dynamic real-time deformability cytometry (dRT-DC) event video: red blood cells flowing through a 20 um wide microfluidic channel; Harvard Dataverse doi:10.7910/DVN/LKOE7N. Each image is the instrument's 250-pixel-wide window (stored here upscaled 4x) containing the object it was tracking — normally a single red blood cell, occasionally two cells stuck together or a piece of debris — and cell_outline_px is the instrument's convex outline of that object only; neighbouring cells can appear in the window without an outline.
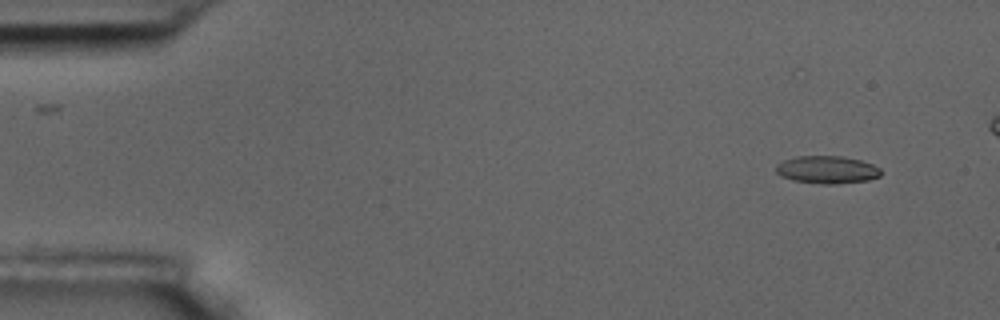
{"species": "common noctule bat (a hibernating species)", "species_latin": "Nyctalus noctula", "temperature_condition": "room temperature", "stored_images_in_passage": 49, "camera_frame_rate_fps": 3000, "um_per_image_px": 0.085, "animal": {"sex": "male", "body_mass_g": 17.5, "forearm_length_mm": 52.3}, "frame": {"image": 1, "passage_image": 1, "time_ms": 0.0, "image_size_px": [1000, 320], "cell_outline_px": [[880, 176], [868, 180], [836, 184], [820, 184], [792, 180], [780, 176], [776, 172], [776, 164], [784, 160], [796, 156], [844, 156], [860, 160], [872, 164], [880, 168]], "centroid_in_image_um": [70.28, 14.42], "position_along_channel_um": 14.7, "area_um2": 16.99}}
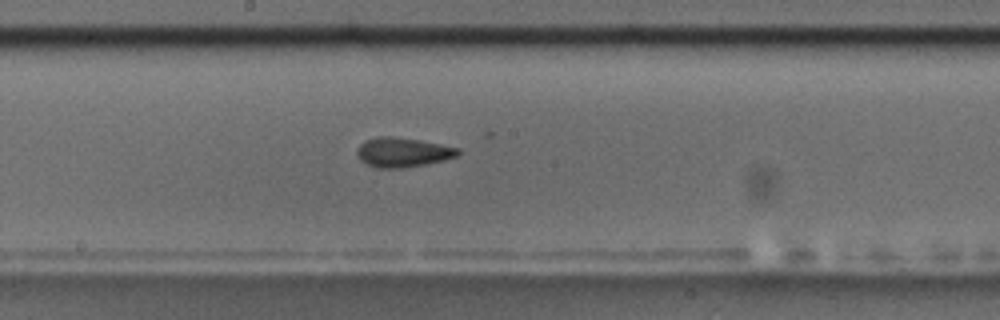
{"frame": {"image": 2, "passage_image": 27, "time_ms": 8.667, "image_size_px": [1000, 320], "cell_outline_px": [[460, 152], [456, 156], [444, 160], [428, 164], [404, 168], [376, 168], [360, 160], [356, 152], [356, 148], [364, 140], [376, 136], [392, 136], [440, 144], [460, 148]], "centroid_in_image_um": [34.2, 12.95], "position_along_channel_um": 214.0, "area_um2": 17.46}}
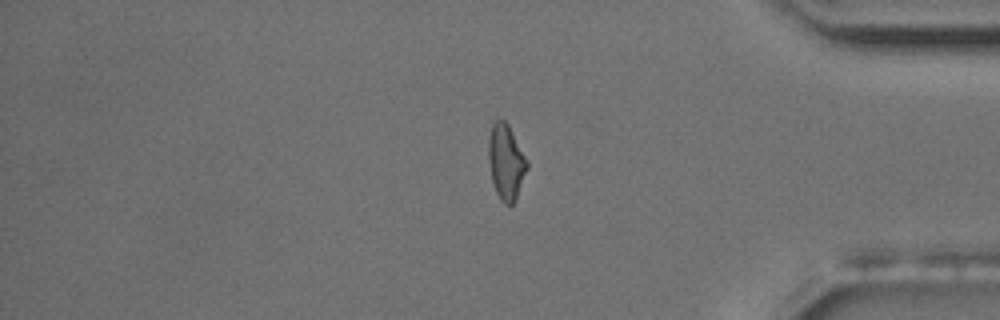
{"frame": {"image": 3, "passage_image": 44, "time_ms": 14.333, "image_size_px": [1000, 320], "cell_outline_px": [[528, 168], [516, 200], [512, 204], [504, 204], [500, 200], [496, 192], [492, 180], [488, 160], [488, 136], [492, 124], [500, 116], [508, 124], [528, 160]], "centroid_in_image_um": [43.01, 13.74], "position_along_channel_um": 392.2, "area_um2": 17.22}}